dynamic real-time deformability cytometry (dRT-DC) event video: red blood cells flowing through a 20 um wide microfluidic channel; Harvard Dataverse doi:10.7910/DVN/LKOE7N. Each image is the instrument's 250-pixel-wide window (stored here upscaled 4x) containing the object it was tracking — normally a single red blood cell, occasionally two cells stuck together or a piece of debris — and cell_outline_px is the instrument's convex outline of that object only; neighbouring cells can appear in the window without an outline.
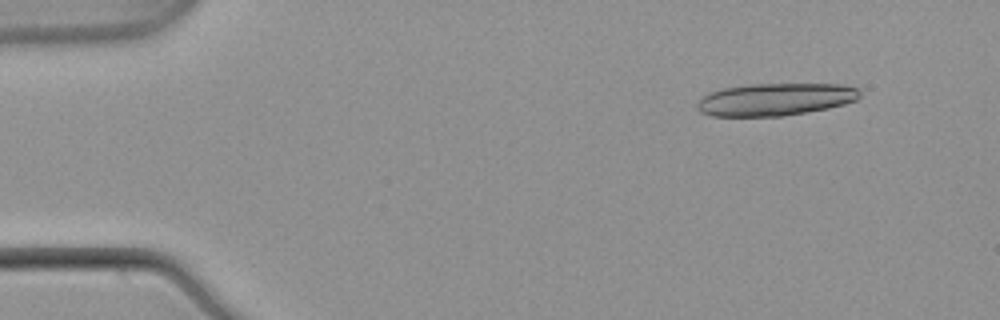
{"species": "common noctule bat (a hibernating species)", "species_latin": "Nyctalus noctula", "temperature_condition": "warm", "stored_images_in_passage": 22, "camera_frame_rate_fps": 3000, "um_per_image_px": 0.085, "animal": {"sex": "male", "body_mass_g": 21.5, "forearm_length_mm": 52.0}, "frame": {"image": 1, "passage_image": 5, "time_ms": 1.333, "image_size_px": [1000, 320], "cell_outline_px": [[860, 96], [856, 100], [844, 104], [828, 108], [784, 116], [712, 116], [700, 112], [696, 108], [696, 104], [708, 92], [724, 88], [752, 84], [840, 84], [860, 88]], "centroid_in_image_um": [65.9, 8.45], "position_along_channel_um": 19.1, "area_um2": 30.81}}